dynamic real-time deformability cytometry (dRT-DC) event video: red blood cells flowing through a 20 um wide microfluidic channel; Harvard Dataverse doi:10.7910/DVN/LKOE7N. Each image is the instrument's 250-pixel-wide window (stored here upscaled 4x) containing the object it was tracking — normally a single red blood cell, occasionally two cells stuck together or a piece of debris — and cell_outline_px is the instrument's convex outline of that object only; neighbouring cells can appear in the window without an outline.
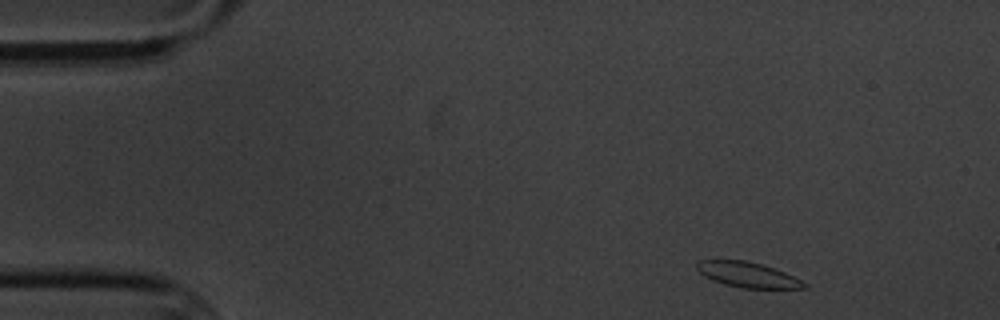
{"species": "common noctule bat (a hibernating species)", "species_latin": "Nyctalus noctula", "temperature_condition": "cold", "stored_images_in_passage": 4, "camera_frame_rate_fps": 3000, "um_per_image_px": 0.085, "animal": {"sex": "male", "body_mass_g": 20.1, "forearm_length_mm": 53.5}, "frame": {"image": 1, "passage_image": 1, "time_ms": 0.0, "image_size_px": [1000, 320], "cell_outline_px": [[808, 288], [740, 288], [724, 284], [712, 280], [704, 276], [696, 268], [696, 264], [700, 260], [744, 260], [776, 268], [808, 284]], "centroid_in_image_um": [63.54, 23.35], "position_along_channel_um": 21.5, "area_um2": 15.72}}
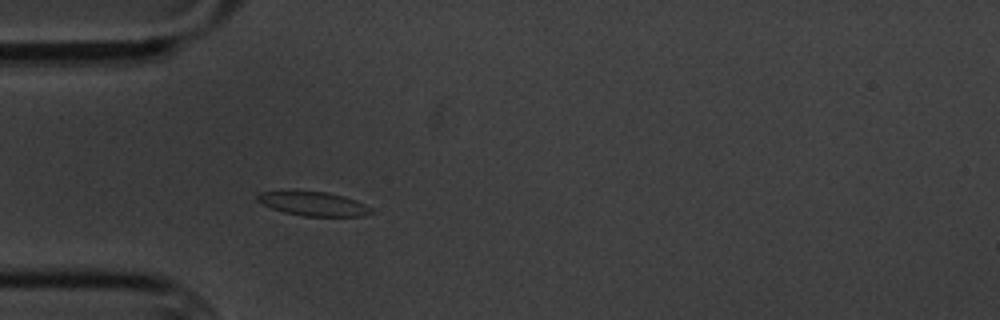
{"frame": {"image": 2, "passage_image": 4, "time_ms": 3.333, "image_size_px": [1000, 320], "cell_outline_px": [[376, 212], [360, 216], [304, 216], [284, 212], [260, 204], [256, 200], [256, 196], [260, 192], [328, 192], [344, 196], [364, 204], [372, 208]], "centroid_in_image_um": [26.65, 17.34], "position_along_channel_um": 58.3, "area_um2": 15.72}}